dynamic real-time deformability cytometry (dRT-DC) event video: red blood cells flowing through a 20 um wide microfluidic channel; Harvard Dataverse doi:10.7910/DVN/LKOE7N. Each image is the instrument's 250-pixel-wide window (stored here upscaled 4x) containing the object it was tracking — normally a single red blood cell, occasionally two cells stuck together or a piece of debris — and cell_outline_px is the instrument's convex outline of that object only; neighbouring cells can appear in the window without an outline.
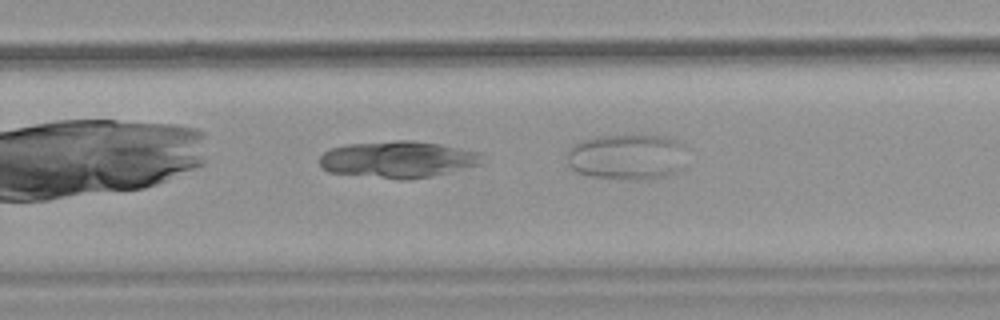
{"species": "common noctule bat (a hibernating species)", "species_latin": "Nyctalus noctula", "temperature_condition": "warm", "stored_images_in_passage": 33, "camera_frame_rate_fps": 3000, "um_per_image_px": 0.085, "animal": {"sex": "female", "body_mass_g": 18.4}, "frame": {"image": 1, "passage_image": 24, "time_ms": 7.667, "image_size_px": [1000, 320], "cell_outline_px": [[484, 164], [432, 176], [408, 180], [400, 180], [328, 172], [320, 168], [320, 156], [324, 152], [332, 148], [348, 144], [396, 140], [412, 140], [440, 144], [480, 152]], "centroid_in_image_um": [33.83, 13.56], "position_along_channel_um": 296.0, "area_um2": 35.03}}